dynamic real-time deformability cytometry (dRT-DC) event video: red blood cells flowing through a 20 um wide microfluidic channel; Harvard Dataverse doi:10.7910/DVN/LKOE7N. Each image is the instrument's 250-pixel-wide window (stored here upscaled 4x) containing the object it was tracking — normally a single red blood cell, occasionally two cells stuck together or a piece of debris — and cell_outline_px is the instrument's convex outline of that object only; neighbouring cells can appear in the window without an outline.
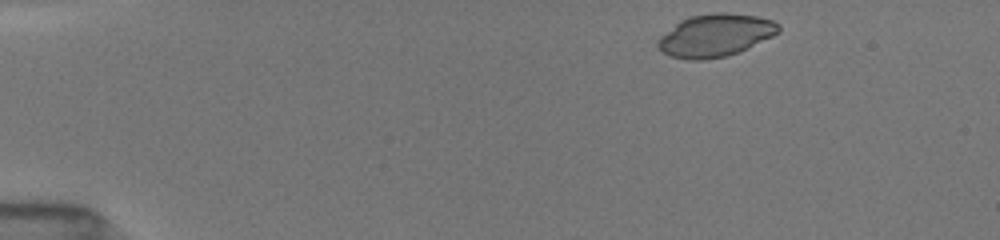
{"species": "common noctule bat (a hibernating species)", "species_latin": "Nyctalus noctula", "temperature_condition": "room temperature", "stored_images_in_passage": 14, "camera_frame_rate_fps": 3000, "um_per_image_px": 0.085, "animal": {"sex": "female", "body_mass_g": 19.5, "forearm_length_mm": 54.1}, "frame": {"image": 1, "passage_image": 1, "time_ms": 0.0, "image_size_px": [1000, 240], "cell_outline_px": [[780, 32], [748, 48], [728, 56], [704, 60], [688, 60], [668, 56], [660, 52], [656, 48], [656, 40], [660, 36], [680, 20], [688, 16], [712, 12], [724, 12], [756, 16], [772, 20], [780, 24]], "centroid_in_image_um": [60.75, 3.01], "position_along_channel_um": 24.2, "area_um2": 30.46}}